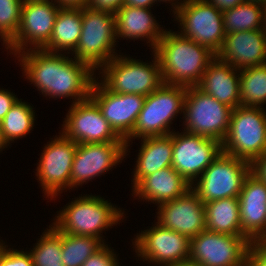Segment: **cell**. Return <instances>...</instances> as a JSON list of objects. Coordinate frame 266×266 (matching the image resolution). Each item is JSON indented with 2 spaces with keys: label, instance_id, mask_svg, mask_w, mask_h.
Here are the masks:
<instances>
[{
  "label": "cell",
  "instance_id": "7c38bea8",
  "mask_svg": "<svg viewBox=\"0 0 266 266\" xmlns=\"http://www.w3.org/2000/svg\"><path fill=\"white\" fill-rule=\"evenodd\" d=\"M132 240L136 257L154 266H175L189 262L190 239L155 222Z\"/></svg>",
  "mask_w": 266,
  "mask_h": 266
},
{
  "label": "cell",
  "instance_id": "4dcf8cb0",
  "mask_svg": "<svg viewBox=\"0 0 266 266\" xmlns=\"http://www.w3.org/2000/svg\"><path fill=\"white\" fill-rule=\"evenodd\" d=\"M225 34L262 29L263 6L244 2L222 12Z\"/></svg>",
  "mask_w": 266,
  "mask_h": 266
},
{
  "label": "cell",
  "instance_id": "d6986e66",
  "mask_svg": "<svg viewBox=\"0 0 266 266\" xmlns=\"http://www.w3.org/2000/svg\"><path fill=\"white\" fill-rule=\"evenodd\" d=\"M157 209L156 222L189 239L206 229L204 203L192 189L183 196L159 204Z\"/></svg>",
  "mask_w": 266,
  "mask_h": 266
},
{
  "label": "cell",
  "instance_id": "2e32d148",
  "mask_svg": "<svg viewBox=\"0 0 266 266\" xmlns=\"http://www.w3.org/2000/svg\"><path fill=\"white\" fill-rule=\"evenodd\" d=\"M70 106L60 130L68 139L78 144L125 142L114 132L90 97Z\"/></svg>",
  "mask_w": 266,
  "mask_h": 266
},
{
  "label": "cell",
  "instance_id": "ee69618b",
  "mask_svg": "<svg viewBox=\"0 0 266 266\" xmlns=\"http://www.w3.org/2000/svg\"><path fill=\"white\" fill-rule=\"evenodd\" d=\"M262 30L266 33V6L263 7Z\"/></svg>",
  "mask_w": 266,
  "mask_h": 266
},
{
  "label": "cell",
  "instance_id": "bcb514c9",
  "mask_svg": "<svg viewBox=\"0 0 266 266\" xmlns=\"http://www.w3.org/2000/svg\"><path fill=\"white\" fill-rule=\"evenodd\" d=\"M8 148V146L6 145L5 141L2 138L1 135V130H0V153L5 149Z\"/></svg>",
  "mask_w": 266,
  "mask_h": 266
},
{
  "label": "cell",
  "instance_id": "6da1fadb",
  "mask_svg": "<svg viewBox=\"0 0 266 266\" xmlns=\"http://www.w3.org/2000/svg\"><path fill=\"white\" fill-rule=\"evenodd\" d=\"M66 55L31 49L14 57L20 62L25 79L44 97L70 98L75 104L90 97L97 72L89 64Z\"/></svg>",
  "mask_w": 266,
  "mask_h": 266
},
{
  "label": "cell",
  "instance_id": "f6af8a7d",
  "mask_svg": "<svg viewBox=\"0 0 266 266\" xmlns=\"http://www.w3.org/2000/svg\"><path fill=\"white\" fill-rule=\"evenodd\" d=\"M245 2L255 3V4L261 5L263 7L266 6V0H245Z\"/></svg>",
  "mask_w": 266,
  "mask_h": 266
},
{
  "label": "cell",
  "instance_id": "ffe728a7",
  "mask_svg": "<svg viewBox=\"0 0 266 266\" xmlns=\"http://www.w3.org/2000/svg\"><path fill=\"white\" fill-rule=\"evenodd\" d=\"M216 57L238 70L266 64V33L262 29L228 33Z\"/></svg>",
  "mask_w": 266,
  "mask_h": 266
},
{
  "label": "cell",
  "instance_id": "52a82bcc",
  "mask_svg": "<svg viewBox=\"0 0 266 266\" xmlns=\"http://www.w3.org/2000/svg\"><path fill=\"white\" fill-rule=\"evenodd\" d=\"M222 151L249 163L265 153V108L238 106L233 109Z\"/></svg>",
  "mask_w": 266,
  "mask_h": 266
},
{
  "label": "cell",
  "instance_id": "b9f144b4",
  "mask_svg": "<svg viewBox=\"0 0 266 266\" xmlns=\"http://www.w3.org/2000/svg\"><path fill=\"white\" fill-rule=\"evenodd\" d=\"M60 7L83 8L88 0H55Z\"/></svg>",
  "mask_w": 266,
  "mask_h": 266
},
{
  "label": "cell",
  "instance_id": "484cf974",
  "mask_svg": "<svg viewBox=\"0 0 266 266\" xmlns=\"http://www.w3.org/2000/svg\"><path fill=\"white\" fill-rule=\"evenodd\" d=\"M81 31L82 8L61 7L51 38L42 49L52 53L72 54L77 47Z\"/></svg>",
  "mask_w": 266,
  "mask_h": 266
},
{
  "label": "cell",
  "instance_id": "e575fe53",
  "mask_svg": "<svg viewBox=\"0 0 266 266\" xmlns=\"http://www.w3.org/2000/svg\"><path fill=\"white\" fill-rule=\"evenodd\" d=\"M118 255L114 249L104 244L98 251L91 255L82 266H121Z\"/></svg>",
  "mask_w": 266,
  "mask_h": 266
},
{
  "label": "cell",
  "instance_id": "30bf717a",
  "mask_svg": "<svg viewBox=\"0 0 266 266\" xmlns=\"http://www.w3.org/2000/svg\"><path fill=\"white\" fill-rule=\"evenodd\" d=\"M249 173V162L221 151L191 185V189L203 203L238 197Z\"/></svg>",
  "mask_w": 266,
  "mask_h": 266
},
{
  "label": "cell",
  "instance_id": "603a6c76",
  "mask_svg": "<svg viewBox=\"0 0 266 266\" xmlns=\"http://www.w3.org/2000/svg\"><path fill=\"white\" fill-rule=\"evenodd\" d=\"M152 8L123 6L114 15L116 19L117 41L144 40L150 50H154L166 29H163L151 12Z\"/></svg>",
  "mask_w": 266,
  "mask_h": 266
},
{
  "label": "cell",
  "instance_id": "ac0fdd59",
  "mask_svg": "<svg viewBox=\"0 0 266 266\" xmlns=\"http://www.w3.org/2000/svg\"><path fill=\"white\" fill-rule=\"evenodd\" d=\"M90 98L98 105L102 116L114 132L125 141L136 125L146 96L114 93L97 78L92 86Z\"/></svg>",
  "mask_w": 266,
  "mask_h": 266
},
{
  "label": "cell",
  "instance_id": "4316f807",
  "mask_svg": "<svg viewBox=\"0 0 266 266\" xmlns=\"http://www.w3.org/2000/svg\"><path fill=\"white\" fill-rule=\"evenodd\" d=\"M206 230L219 234L245 236L241 231L238 197L204 203Z\"/></svg>",
  "mask_w": 266,
  "mask_h": 266
},
{
  "label": "cell",
  "instance_id": "83f0119b",
  "mask_svg": "<svg viewBox=\"0 0 266 266\" xmlns=\"http://www.w3.org/2000/svg\"><path fill=\"white\" fill-rule=\"evenodd\" d=\"M23 99H18L3 120L0 122V130L7 146H11L14 140H19L30 134L35 126V110Z\"/></svg>",
  "mask_w": 266,
  "mask_h": 266
},
{
  "label": "cell",
  "instance_id": "9a60e30c",
  "mask_svg": "<svg viewBox=\"0 0 266 266\" xmlns=\"http://www.w3.org/2000/svg\"><path fill=\"white\" fill-rule=\"evenodd\" d=\"M222 151V143L185 131L173 132L172 167L192 185Z\"/></svg>",
  "mask_w": 266,
  "mask_h": 266
},
{
  "label": "cell",
  "instance_id": "3957f363",
  "mask_svg": "<svg viewBox=\"0 0 266 266\" xmlns=\"http://www.w3.org/2000/svg\"><path fill=\"white\" fill-rule=\"evenodd\" d=\"M72 199L75 200L57 211L56 218L54 217V222L51 223L60 232L92 236L106 244L103 232L111 229L113 225L117 226L126 218L122 208L113 205L110 200H105L100 195L81 194L79 198Z\"/></svg>",
  "mask_w": 266,
  "mask_h": 266
},
{
  "label": "cell",
  "instance_id": "cb8c5ba5",
  "mask_svg": "<svg viewBox=\"0 0 266 266\" xmlns=\"http://www.w3.org/2000/svg\"><path fill=\"white\" fill-rule=\"evenodd\" d=\"M191 185L172 166L146 176L131 192L134 199H141L158 206L183 196Z\"/></svg>",
  "mask_w": 266,
  "mask_h": 266
},
{
  "label": "cell",
  "instance_id": "5bb4252c",
  "mask_svg": "<svg viewBox=\"0 0 266 266\" xmlns=\"http://www.w3.org/2000/svg\"><path fill=\"white\" fill-rule=\"evenodd\" d=\"M249 245L246 236L205 229L190 239L189 262L200 266H248Z\"/></svg>",
  "mask_w": 266,
  "mask_h": 266
},
{
  "label": "cell",
  "instance_id": "c3c4849f",
  "mask_svg": "<svg viewBox=\"0 0 266 266\" xmlns=\"http://www.w3.org/2000/svg\"><path fill=\"white\" fill-rule=\"evenodd\" d=\"M0 259H1V241H0Z\"/></svg>",
  "mask_w": 266,
  "mask_h": 266
},
{
  "label": "cell",
  "instance_id": "d590c367",
  "mask_svg": "<svg viewBox=\"0 0 266 266\" xmlns=\"http://www.w3.org/2000/svg\"><path fill=\"white\" fill-rule=\"evenodd\" d=\"M248 266H266V241L264 239L250 241Z\"/></svg>",
  "mask_w": 266,
  "mask_h": 266
},
{
  "label": "cell",
  "instance_id": "7bdbcfd3",
  "mask_svg": "<svg viewBox=\"0 0 266 266\" xmlns=\"http://www.w3.org/2000/svg\"><path fill=\"white\" fill-rule=\"evenodd\" d=\"M187 0H157V4L158 2L161 3V2H165V3H171L170 5L172 6L171 10H172V14L180 7L182 6Z\"/></svg>",
  "mask_w": 266,
  "mask_h": 266
},
{
  "label": "cell",
  "instance_id": "8d00e7d4",
  "mask_svg": "<svg viewBox=\"0 0 266 266\" xmlns=\"http://www.w3.org/2000/svg\"><path fill=\"white\" fill-rule=\"evenodd\" d=\"M124 6V0H88L86 7L97 11L116 13Z\"/></svg>",
  "mask_w": 266,
  "mask_h": 266
},
{
  "label": "cell",
  "instance_id": "f546056e",
  "mask_svg": "<svg viewBox=\"0 0 266 266\" xmlns=\"http://www.w3.org/2000/svg\"><path fill=\"white\" fill-rule=\"evenodd\" d=\"M46 229L33 248L28 251L33 265L64 266L62 262V232L53 224Z\"/></svg>",
  "mask_w": 266,
  "mask_h": 266
},
{
  "label": "cell",
  "instance_id": "74e56055",
  "mask_svg": "<svg viewBox=\"0 0 266 266\" xmlns=\"http://www.w3.org/2000/svg\"><path fill=\"white\" fill-rule=\"evenodd\" d=\"M18 100V96L10 90L0 88V122Z\"/></svg>",
  "mask_w": 266,
  "mask_h": 266
},
{
  "label": "cell",
  "instance_id": "8fae6325",
  "mask_svg": "<svg viewBox=\"0 0 266 266\" xmlns=\"http://www.w3.org/2000/svg\"><path fill=\"white\" fill-rule=\"evenodd\" d=\"M43 146L36 177L42 187L43 196L55 200L64 190L71 189V170L78 143L68 139L61 132L54 139L49 138Z\"/></svg>",
  "mask_w": 266,
  "mask_h": 266
},
{
  "label": "cell",
  "instance_id": "f35d334b",
  "mask_svg": "<svg viewBox=\"0 0 266 266\" xmlns=\"http://www.w3.org/2000/svg\"><path fill=\"white\" fill-rule=\"evenodd\" d=\"M250 173L266 184V152L250 163Z\"/></svg>",
  "mask_w": 266,
  "mask_h": 266
},
{
  "label": "cell",
  "instance_id": "7402d4cb",
  "mask_svg": "<svg viewBox=\"0 0 266 266\" xmlns=\"http://www.w3.org/2000/svg\"><path fill=\"white\" fill-rule=\"evenodd\" d=\"M196 87L233 109L241 106L240 70L217 57L208 64Z\"/></svg>",
  "mask_w": 266,
  "mask_h": 266
},
{
  "label": "cell",
  "instance_id": "277c9868",
  "mask_svg": "<svg viewBox=\"0 0 266 266\" xmlns=\"http://www.w3.org/2000/svg\"><path fill=\"white\" fill-rule=\"evenodd\" d=\"M186 94L187 87L185 86L163 83L146 96L136 125L125 140V157L130 153V142L134 141L132 139L165 136L174 132V127L172 130L170 126L173 124L172 121L177 119L178 114L183 115Z\"/></svg>",
  "mask_w": 266,
  "mask_h": 266
},
{
  "label": "cell",
  "instance_id": "60d3db41",
  "mask_svg": "<svg viewBox=\"0 0 266 266\" xmlns=\"http://www.w3.org/2000/svg\"><path fill=\"white\" fill-rule=\"evenodd\" d=\"M157 4V0H124V6H132L138 8H151Z\"/></svg>",
  "mask_w": 266,
  "mask_h": 266
},
{
  "label": "cell",
  "instance_id": "ba28073f",
  "mask_svg": "<svg viewBox=\"0 0 266 266\" xmlns=\"http://www.w3.org/2000/svg\"><path fill=\"white\" fill-rule=\"evenodd\" d=\"M232 111L233 108L203 93L196 86L187 87L182 131L222 143L229 130Z\"/></svg>",
  "mask_w": 266,
  "mask_h": 266
},
{
  "label": "cell",
  "instance_id": "5b68a950",
  "mask_svg": "<svg viewBox=\"0 0 266 266\" xmlns=\"http://www.w3.org/2000/svg\"><path fill=\"white\" fill-rule=\"evenodd\" d=\"M151 55L148 63L119 52L97 71V78L114 93L148 96L164 83L159 61L153 52Z\"/></svg>",
  "mask_w": 266,
  "mask_h": 266
},
{
  "label": "cell",
  "instance_id": "7dc6e473",
  "mask_svg": "<svg viewBox=\"0 0 266 266\" xmlns=\"http://www.w3.org/2000/svg\"><path fill=\"white\" fill-rule=\"evenodd\" d=\"M175 266H200V265H196V264H193V263H190V262H186V263H181V264H178V265H175Z\"/></svg>",
  "mask_w": 266,
  "mask_h": 266
},
{
  "label": "cell",
  "instance_id": "44dd1931",
  "mask_svg": "<svg viewBox=\"0 0 266 266\" xmlns=\"http://www.w3.org/2000/svg\"><path fill=\"white\" fill-rule=\"evenodd\" d=\"M242 233L251 241L266 236V184L249 173L238 196Z\"/></svg>",
  "mask_w": 266,
  "mask_h": 266
},
{
  "label": "cell",
  "instance_id": "1f68e13d",
  "mask_svg": "<svg viewBox=\"0 0 266 266\" xmlns=\"http://www.w3.org/2000/svg\"><path fill=\"white\" fill-rule=\"evenodd\" d=\"M103 245L98 238L92 236L62 232V262L64 266H82Z\"/></svg>",
  "mask_w": 266,
  "mask_h": 266
},
{
  "label": "cell",
  "instance_id": "ab89813d",
  "mask_svg": "<svg viewBox=\"0 0 266 266\" xmlns=\"http://www.w3.org/2000/svg\"><path fill=\"white\" fill-rule=\"evenodd\" d=\"M208 3L215 6L220 11H225L234 8L245 2V0H206Z\"/></svg>",
  "mask_w": 266,
  "mask_h": 266
},
{
  "label": "cell",
  "instance_id": "f1b7e54d",
  "mask_svg": "<svg viewBox=\"0 0 266 266\" xmlns=\"http://www.w3.org/2000/svg\"><path fill=\"white\" fill-rule=\"evenodd\" d=\"M241 106L264 108L266 104V64L240 70Z\"/></svg>",
  "mask_w": 266,
  "mask_h": 266
},
{
  "label": "cell",
  "instance_id": "4fadbf2b",
  "mask_svg": "<svg viewBox=\"0 0 266 266\" xmlns=\"http://www.w3.org/2000/svg\"><path fill=\"white\" fill-rule=\"evenodd\" d=\"M55 0H24L16 36L4 47L11 55L42 49L50 40L57 13Z\"/></svg>",
  "mask_w": 266,
  "mask_h": 266
},
{
  "label": "cell",
  "instance_id": "7a4b0ae2",
  "mask_svg": "<svg viewBox=\"0 0 266 266\" xmlns=\"http://www.w3.org/2000/svg\"><path fill=\"white\" fill-rule=\"evenodd\" d=\"M153 52L165 84L197 86L208 64L216 57L207 47L166 29Z\"/></svg>",
  "mask_w": 266,
  "mask_h": 266
},
{
  "label": "cell",
  "instance_id": "8992f818",
  "mask_svg": "<svg viewBox=\"0 0 266 266\" xmlns=\"http://www.w3.org/2000/svg\"><path fill=\"white\" fill-rule=\"evenodd\" d=\"M114 13L82 8V31L72 57L95 71L118 55Z\"/></svg>",
  "mask_w": 266,
  "mask_h": 266
},
{
  "label": "cell",
  "instance_id": "e0dca14e",
  "mask_svg": "<svg viewBox=\"0 0 266 266\" xmlns=\"http://www.w3.org/2000/svg\"><path fill=\"white\" fill-rule=\"evenodd\" d=\"M124 158L125 142L78 144L71 170V190L112 171Z\"/></svg>",
  "mask_w": 266,
  "mask_h": 266
},
{
  "label": "cell",
  "instance_id": "d6a6232c",
  "mask_svg": "<svg viewBox=\"0 0 266 266\" xmlns=\"http://www.w3.org/2000/svg\"><path fill=\"white\" fill-rule=\"evenodd\" d=\"M24 0H0V40L6 46L17 34Z\"/></svg>",
  "mask_w": 266,
  "mask_h": 266
},
{
  "label": "cell",
  "instance_id": "9c48e42d",
  "mask_svg": "<svg viewBox=\"0 0 266 266\" xmlns=\"http://www.w3.org/2000/svg\"><path fill=\"white\" fill-rule=\"evenodd\" d=\"M173 14L180 35L207 47L215 55L221 50L226 35L222 11L206 0H187Z\"/></svg>",
  "mask_w": 266,
  "mask_h": 266
},
{
  "label": "cell",
  "instance_id": "836d02e7",
  "mask_svg": "<svg viewBox=\"0 0 266 266\" xmlns=\"http://www.w3.org/2000/svg\"><path fill=\"white\" fill-rule=\"evenodd\" d=\"M0 266H34L32 258L27 250L9 248L1 240Z\"/></svg>",
  "mask_w": 266,
  "mask_h": 266
},
{
  "label": "cell",
  "instance_id": "d4e9b609",
  "mask_svg": "<svg viewBox=\"0 0 266 266\" xmlns=\"http://www.w3.org/2000/svg\"><path fill=\"white\" fill-rule=\"evenodd\" d=\"M141 146L132 171L133 190L146 176L172 165L173 132L165 136L140 138Z\"/></svg>",
  "mask_w": 266,
  "mask_h": 266
}]
</instances>
